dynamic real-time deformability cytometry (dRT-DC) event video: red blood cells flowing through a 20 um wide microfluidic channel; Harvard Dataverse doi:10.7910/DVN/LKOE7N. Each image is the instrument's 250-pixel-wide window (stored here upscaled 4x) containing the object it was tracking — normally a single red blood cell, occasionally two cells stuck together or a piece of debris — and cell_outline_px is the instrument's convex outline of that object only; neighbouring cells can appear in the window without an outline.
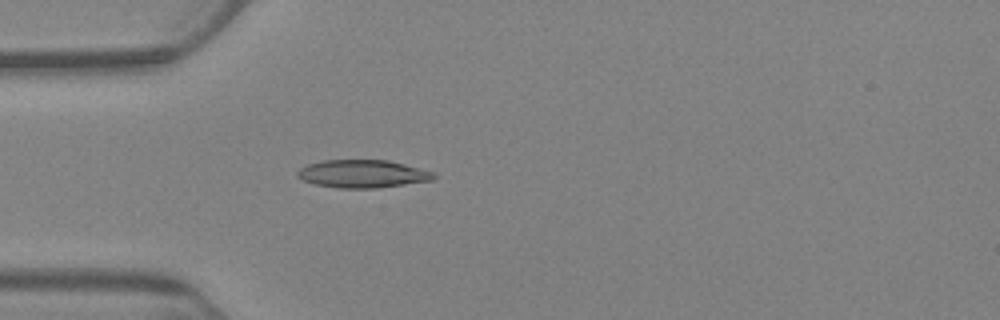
{"species": "Egyptian fruit bat (a non-hibernating species)", "species_latin": "Rousettus aegyptiacus", "temperature_condition": "warm", "stored_images_in_passage": 6, "camera_frame_rate_fps": 3000, "um_per_image_px": 0.085, "animal": {"sex": "female"}, "frame": {"image": 1, "passage_image": 6, "time_ms": 5.667, "image_size_px": [1000, 320], "cell_outline_px": [[436, 176], [432, 180], [376, 188], [340, 188], [312, 184], [296, 176], [296, 172], [300, 168], [308, 164], [320, 160], [388, 160], [404, 164], [432, 172]], "centroid_in_image_um": [30.75, 14.77], "position_along_channel_um": 54.2, "area_um2": 22.02}}